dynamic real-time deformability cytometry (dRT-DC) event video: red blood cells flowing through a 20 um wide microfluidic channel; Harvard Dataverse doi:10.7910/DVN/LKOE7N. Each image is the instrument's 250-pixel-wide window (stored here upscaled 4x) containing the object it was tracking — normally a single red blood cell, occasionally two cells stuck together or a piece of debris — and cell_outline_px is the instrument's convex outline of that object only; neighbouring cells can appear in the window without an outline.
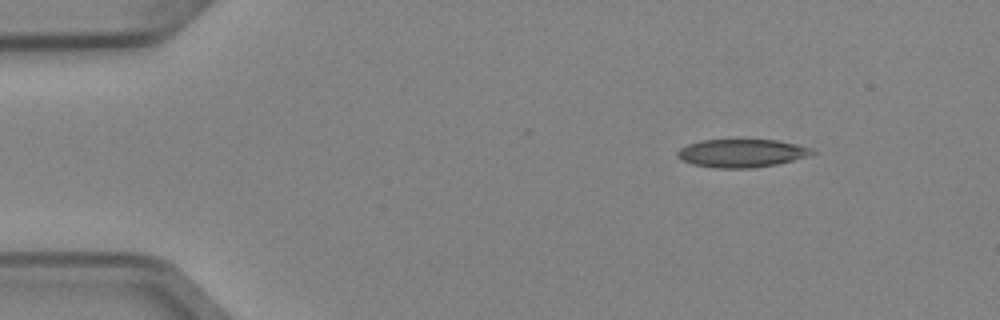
{"species": "Egyptian fruit bat (a non-hibernating species)", "species_latin": "Rousettus aegyptiacus", "temperature_condition": "cold", "stored_images_in_passage": 45, "camera_frame_rate_fps": 3000, "um_per_image_px": 0.085, "animal": {"sex": "female"}, "frame": {"image": 1, "passage_image": 1, "time_ms": 0.0, "image_size_px": [1000, 320], "cell_outline_px": [[816, 152], [808, 156], [776, 164], [752, 168], [716, 168], [692, 164], [676, 156], [676, 152], [680, 148], [688, 144], [700, 140], [736, 136], [776, 140], [796, 144], [812, 148]], "centroid_in_image_um": [63.01, 12.96], "position_along_channel_um": 22.0, "area_um2": 23.06}}
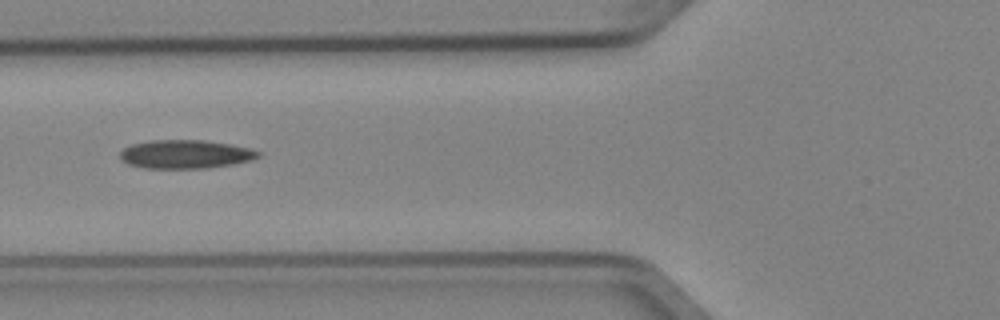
{"frame": {"image": 2, "passage_image": 14, "time_ms": 4.333, "image_size_px": [1000, 320], "cell_outline_px": [[260, 156], [252, 160], [232, 164], [208, 168], [144, 168], [128, 164], [120, 156], [120, 152], [124, 148], [132, 144], [152, 140], [204, 140], [252, 148], [260, 152]], "centroid_in_image_um": [15.79, 13.11], "position_along_channel_um": 110.0, "area_um2": 22.95}}
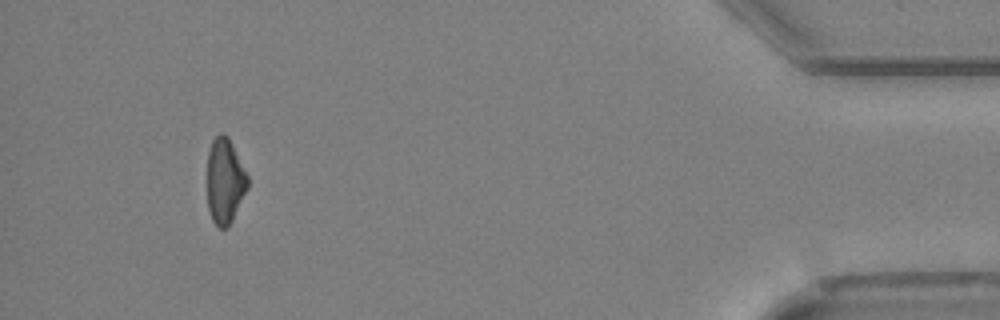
{"frame": {"image": 3, "passage_image": 42, "time_ms": 13.667, "image_size_px": [1000, 320], "cell_outline_px": [[248, 188], [228, 228], [220, 228], [212, 220], [208, 208], [208, 152], [212, 140], [220, 132], [224, 132], [228, 136], [248, 176]], "centroid_in_image_um": [19.12, 15.38], "position_along_channel_um": 416.1, "area_um2": 20.06}}